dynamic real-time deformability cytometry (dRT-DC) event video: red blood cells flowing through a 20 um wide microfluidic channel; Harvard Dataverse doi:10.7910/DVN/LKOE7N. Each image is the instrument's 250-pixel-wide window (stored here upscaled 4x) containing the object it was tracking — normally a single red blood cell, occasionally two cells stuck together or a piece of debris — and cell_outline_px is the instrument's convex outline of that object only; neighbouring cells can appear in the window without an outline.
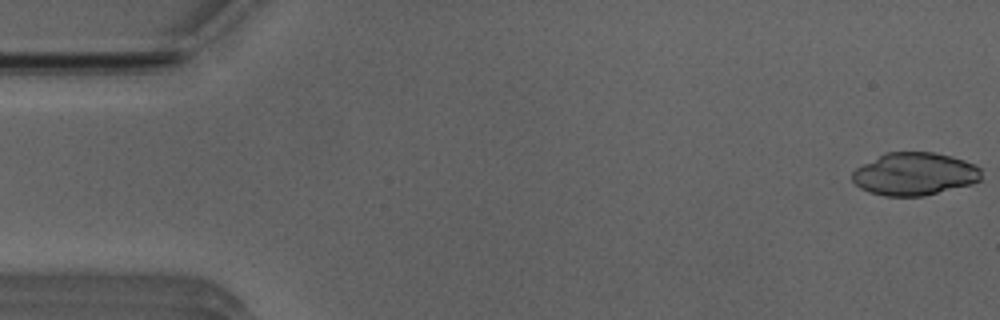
{"species": "Egyptian fruit bat (a non-hibernating species)", "species_latin": "Rousettus aegyptiacus", "temperature_condition": "room temperature", "stored_images_in_passage": 51, "camera_frame_rate_fps": 3000, "um_per_image_px": 0.085, "animal": {"sex": "male"}, "frame": {"image": 1, "passage_image": 1, "time_ms": 0.0, "image_size_px": [1000, 320], "cell_outline_px": [[980, 180], [972, 184], [924, 196], [884, 196], [868, 192], [860, 188], [852, 180], [852, 172], [856, 168], [884, 152], [932, 152], [964, 160], [976, 164], [980, 168]], "centroid_in_image_um": [77.72, 14.79], "position_along_channel_um": 7.3, "area_um2": 32.19}}
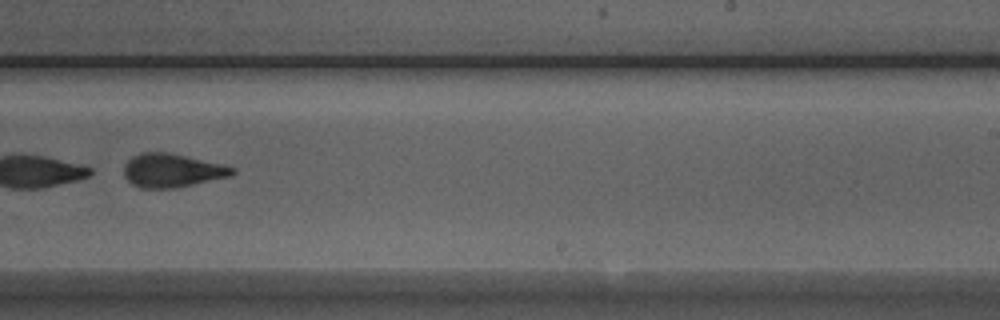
{"frame": {"image": 2, "passage_image": 32, "time_ms": 10.333, "image_size_px": [1000, 320], "cell_outline_px": [[236, 172], [232, 176], [172, 188], [140, 188], [132, 184], [124, 176], [124, 164], [132, 156], [140, 152], [168, 152], [224, 164], [236, 168]], "centroid_in_image_um": [14.63, 14.48], "position_along_channel_um": 274.4, "area_um2": 21.33}}